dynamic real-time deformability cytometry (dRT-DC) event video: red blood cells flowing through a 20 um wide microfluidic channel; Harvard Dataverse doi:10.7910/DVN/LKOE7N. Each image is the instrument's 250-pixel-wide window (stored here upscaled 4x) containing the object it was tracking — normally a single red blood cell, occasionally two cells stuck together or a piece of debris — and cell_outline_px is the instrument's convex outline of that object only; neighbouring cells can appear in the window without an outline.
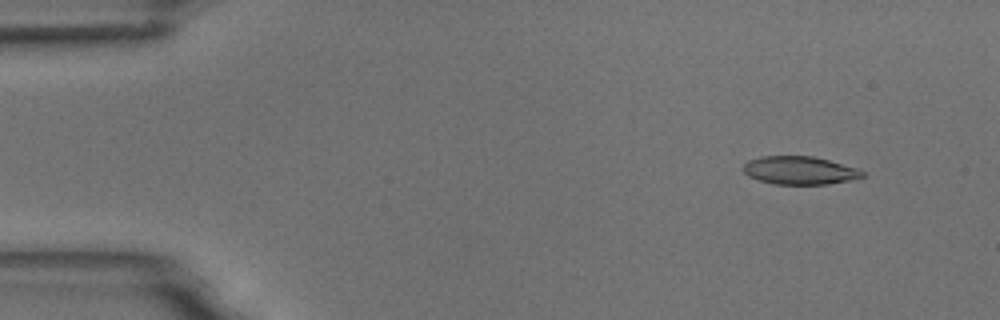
{"species": "common noctule bat (a hibernating species)", "species_latin": "Nyctalus noctula", "temperature_condition": "room temperature", "stored_images_in_passage": 5, "camera_frame_rate_fps": 3000, "um_per_image_px": 0.085, "animal": {"sex": "male", "body_mass_g": 18.8}, "frame": {"image": 1, "passage_image": 2, "time_ms": 1.0, "image_size_px": [1000, 320], "cell_outline_px": [[864, 176], [848, 180], [828, 184], [776, 184], [760, 180], [748, 176], [744, 172], [744, 164], [748, 160], [760, 156], [812, 156], [860, 168], [864, 172]], "centroid_in_image_um": [67.98, 14.47], "position_along_channel_um": 17.0, "area_um2": 19.42}}
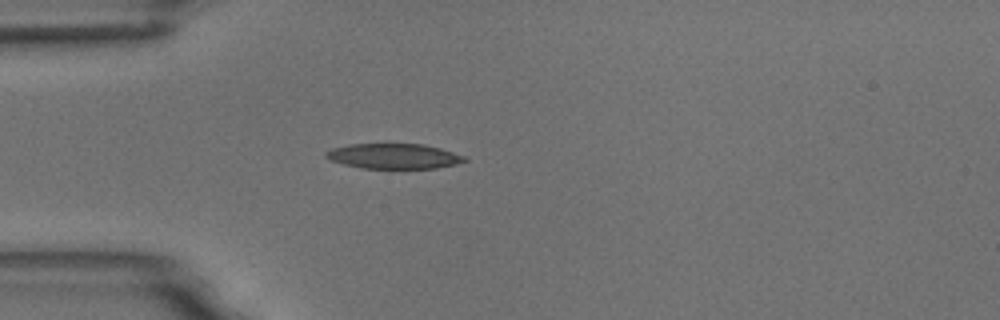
{"frame": {"image": 2, "passage_image": 5, "time_ms": 4.333, "image_size_px": [1000, 320], "cell_outline_px": [[468, 160], [456, 164], [436, 168], [360, 168], [344, 164], [332, 160], [324, 156], [324, 152], [332, 148], [348, 144], [384, 140], [388, 140], [424, 144], [440, 148], [464, 156]], "centroid_in_image_um": [33.42, 13.21], "position_along_channel_um": 51.6, "area_um2": 21.39}}